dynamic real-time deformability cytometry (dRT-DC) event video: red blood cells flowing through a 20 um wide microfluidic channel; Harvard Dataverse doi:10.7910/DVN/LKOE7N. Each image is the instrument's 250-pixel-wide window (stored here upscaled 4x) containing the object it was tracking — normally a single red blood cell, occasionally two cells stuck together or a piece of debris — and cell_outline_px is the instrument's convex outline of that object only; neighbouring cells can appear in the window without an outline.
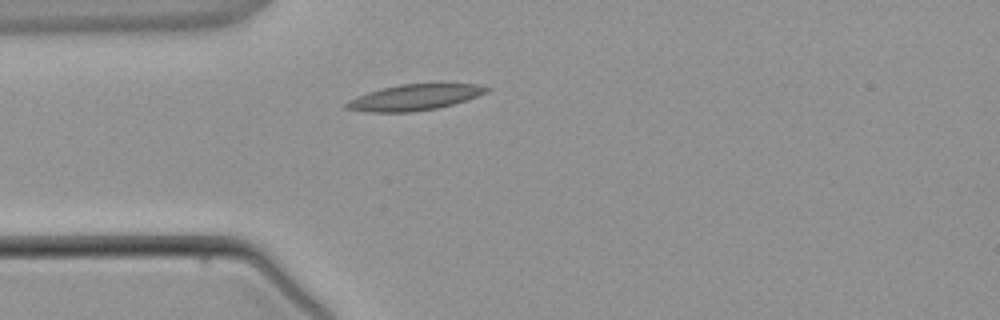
{"species": "common noctule bat (a hibernating species)", "species_latin": "Nyctalus noctula", "temperature_condition": "warm", "stored_images_in_passage": 1, "camera_frame_rate_fps": 3000, "um_per_image_px": 0.085, "animal": {"sex": "male", "body_mass_g": 21.5, "forearm_length_mm": 52.0}, "frame": {"image": 1, "passage_image": 1, "time_ms": 0.0, "image_size_px": [1000, 320], "cell_outline_px": [[492, 88], [488, 92], [452, 104], [436, 108], [412, 112], [368, 112], [344, 108], [344, 104], [348, 100], [356, 96], [380, 88], [400, 84], [476, 84]], "centroid_in_image_um": [35.18, 8.27], "position_along_channel_um": 49.8, "area_um2": 21.04}}